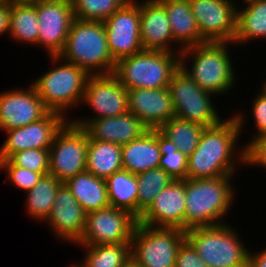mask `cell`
Segmentation results:
<instances>
[{"instance_id": "3957f363", "label": "cell", "mask_w": 266, "mask_h": 267, "mask_svg": "<svg viewBox=\"0 0 266 267\" xmlns=\"http://www.w3.org/2000/svg\"><path fill=\"white\" fill-rule=\"evenodd\" d=\"M236 175L186 179L184 231L228 223L227 216L236 206ZM233 205V206H232Z\"/></svg>"}, {"instance_id": "9c48e42d", "label": "cell", "mask_w": 266, "mask_h": 267, "mask_svg": "<svg viewBox=\"0 0 266 267\" xmlns=\"http://www.w3.org/2000/svg\"><path fill=\"white\" fill-rule=\"evenodd\" d=\"M185 239L181 229L137 223L130 242L131 260L140 267H175L178 249Z\"/></svg>"}, {"instance_id": "1f68e13d", "label": "cell", "mask_w": 266, "mask_h": 267, "mask_svg": "<svg viewBox=\"0 0 266 267\" xmlns=\"http://www.w3.org/2000/svg\"><path fill=\"white\" fill-rule=\"evenodd\" d=\"M206 127L174 116L158 130L170 139L179 151L189 157L196 149Z\"/></svg>"}, {"instance_id": "d4e9b609", "label": "cell", "mask_w": 266, "mask_h": 267, "mask_svg": "<svg viewBox=\"0 0 266 267\" xmlns=\"http://www.w3.org/2000/svg\"><path fill=\"white\" fill-rule=\"evenodd\" d=\"M260 39V40H259ZM266 41V0L238 4L237 29L233 44L245 48L252 42ZM249 43V44H248Z\"/></svg>"}, {"instance_id": "5b68a950", "label": "cell", "mask_w": 266, "mask_h": 267, "mask_svg": "<svg viewBox=\"0 0 266 267\" xmlns=\"http://www.w3.org/2000/svg\"><path fill=\"white\" fill-rule=\"evenodd\" d=\"M58 56L84 69L89 75L113 74L116 67L108 48L104 23L100 21L74 18Z\"/></svg>"}, {"instance_id": "ee69618b", "label": "cell", "mask_w": 266, "mask_h": 267, "mask_svg": "<svg viewBox=\"0 0 266 267\" xmlns=\"http://www.w3.org/2000/svg\"><path fill=\"white\" fill-rule=\"evenodd\" d=\"M262 82V83H261ZM260 86V88L258 87V89H260L264 94H266V79H263L262 81H260V83H258Z\"/></svg>"}, {"instance_id": "60d3db41", "label": "cell", "mask_w": 266, "mask_h": 267, "mask_svg": "<svg viewBox=\"0 0 266 267\" xmlns=\"http://www.w3.org/2000/svg\"><path fill=\"white\" fill-rule=\"evenodd\" d=\"M10 22V4L5 0H0V37L7 35Z\"/></svg>"}, {"instance_id": "f35d334b", "label": "cell", "mask_w": 266, "mask_h": 267, "mask_svg": "<svg viewBox=\"0 0 266 267\" xmlns=\"http://www.w3.org/2000/svg\"><path fill=\"white\" fill-rule=\"evenodd\" d=\"M258 92V93H257ZM256 93H254V97L251 99L249 104V117L250 121L251 118L254 122L253 125V134H251L250 138H248V141H245L243 143V146L245 147L253 138L257 137L260 134L266 133V94H264L260 89L257 90Z\"/></svg>"}, {"instance_id": "4fadbf2b", "label": "cell", "mask_w": 266, "mask_h": 267, "mask_svg": "<svg viewBox=\"0 0 266 267\" xmlns=\"http://www.w3.org/2000/svg\"><path fill=\"white\" fill-rule=\"evenodd\" d=\"M201 37L206 42L233 43L237 29L236 0H189Z\"/></svg>"}, {"instance_id": "7a4b0ae2", "label": "cell", "mask_w": 266, "mask_h": 267, "mask_svg": "<svg viewBox=\"0 0 266 267\" xmlns=\"http://www.w3.org/2000/svg\"><path fill=\"white\" fill-rule=\"evenodd\" d=\"M231 47L236 48L231 42H206L184 48L180 53V67L201 89L222 98L237 88L239 82L236 59L232 57L236 50Z\"/></svg>"}, {"instance_id": "d590c367", "label": "cell", "mask_w": 266, "mask_h": 267, "mask_svg": "<svg viewBox=\"0 0 266 267\" xmlns=\"http://www.w3.org/2000/svg\"><path fill=\"white\" fill-rule=\"evenodd\" d=\"M4 170V171H3ZM4 172L6 185L9 183L11 186H15L17 190H22L24 193L30 191L43 175L49 173H39L29 169H25L16 165H13L8 159H0V173Z\"/></svg>"}, {"instance_id": "ab89813d", "label": "cell", "mask_w": 266, "mask_h": 267, "mask_svg": "<svg viewBox=\"0 0 266 267\" xmlns=\"http://www.w3.org/2000/svg\"><path fill=\"white\" fill-rule=\"evenodd\" d=\"M175 267H209L202 261L193 245L185 239L178 249Z\"/></svg>"}, {"instance_id": "bcb514c9", "label": "cell", "mask_w": 266, "mask_h": 267, "mask_svg": "<svg viewBox=\"0 0 266 267\" xmlns=\"http://www.w3.org/2000/svg\"><path fill=\"white\" fill-rule=\"evenodd\" d=\"M238 4H241V3H247L249 1H253V0H236ZM242 1V2H241ZM240 2V3H239Z\"/></svg>"}, {"instance_id": "ac0fdd59", "label": "cell", "mask_w": 266, "mask_h": 267, "mask_svg": "<svg viewBox=\"0 0 266 267\" xmlns=\"http://www.w3.org/2000/svg\"><path fill=\"white\" fill-rule=\"evenodd\" d=\"M86 212L67 186L62 183L56 192L49 217L44 222L57 241L75 245L83 235Z\"/></svg>"}, {"instance_id": "52a82bcc", "label": "cell", "mask_w": 266, "mask_h": 267, "mask_svg": "<svg viewBox=\"0 0 266 267\" xmlns=\"http://www.w3.org/2000/svg\"><path fill=\"white\" fill-rule=\"evenodd\" d=\"M180 63V53L143 50L119 60L113 74L127 90L168 88Z\"/></svg>"}, {"instance_id": "484cf974", "label": "cell", "mask_w": 266, "mask_h": 267, "mask_svg": "<svg viewBox=\"0 0 266 267\" xmlns=\"http://www.w3.org/2000/svg\"><path fill=\"white\" fill-rule=\"evenodd\" d=\"M64 184L86 213L110 206L105 179L84 171L69 178Z\"/></svg>"}, {"instance_id": "d6a6232c", "label": "cell", "mask_w": 266, "mask_h": 267, "mask_svg": "<svg viewBox=\"0 0 266 267\" xmlns=\"http://www.w3.org/2000/svg\"><path fill=\"white\" fill-rule=\"evenodd\" d=\"M138 182L137 198V219L141 213L151 204L153 199L161 192L173 179L162 168H153L136 175Z\"/></svg>"}, {"instance_id": "277c9868", "label": "cell", "mask_w": 266, "mask_h": 267, "mask_svg": "<svg viewBox=\"0 0 266 267\" xmlns=\"http://www.w3.org/2000/svg\"><path fill=\"white\" fill-rule=\"evenodd\" d=\"M51 67L33 78L30 83L35 87L49 111L62 114L67 120L72 111L79 110L89 74L73 63L57 56H47ZM73 108V109H72ZM71 111V112H70ZM70 112V113H69Z\"/></svg>"}, {"instance_id": "30bf717a", "label": "cell", "mask_w": 266, "mask_h": 267, "mask_svg": "<svg viewBox=\"0 0 266 267\" xmlns=\"http://www.w3.org/2000/svg\"><path fill=\"white\" fill-rule=\"evenodd\" d=\"M128 90L114 74L90 75L81 101L90 114L72 116L69 121L84 128L91 120L103 117L120 116L129 111Z\"/></svg>"}, {"instance_id": "7402d4cb", "label": "cell", "mask_w": 266, "mask_h": 267, "mask_svg": "<svg viewBox=\"0 0 266 267\" xmlns=\"http://www.w3.org/2000/svg\"><path fill=\"white\" fill-rule=\"evenodd\" d=\"M84 129L94 140L112 142L121 146L139 138L149 130L129 111L120 116L91 120Z\"/></svg>"}, {"instance_id": "cb8c5ba5", "label": "cell", "mask_w": 266, "mask_h": 267, "mask_svg": "<svg viewBox=\"0 0 266 267\" xmlns=\"http://www.w3.org/2000/svg\"><path fill=\"white\" fill-rule=\"evenodd\" d=\"M123 169L135 175L159 167L161 153L157 129H149L139 138L121 146Z\"/></svg>"}, {"instance_id": "8d00e7d4", "label": "cell", "mask_w": 266, "mask_h": 267, "mask_svg": "<svg viewBox=\"0 0 266 267\" xmlns=\"http://www.w3.org/2000/svg\"><path fill=\"white\" fill-rule=\"evenodd\" d=\"M8 160L16 166L39 173H49V149H25L13 153Z\"/></svg>"}, {"instance_id": "8fae6325", "label": "cell", "mask_w": 266, "mask_h": 267, "mask_svg": "<svg viewBox=\"0 0 266 267\" xmlns=\"http://www.w3.org/2000/svg\"><path fill=\"white\" fill-rule=\"evenodd\" d=\"M88 133L69 120L56 133L49 149V174L64 183L86 171Z\"/></svg>"}, {"instance_id": "ba28073f", "label": "cell", "mask_w": 266, "mask_h": 267, "mask_svg": "<svg viewBox=\"0 0 266 267\" xmlns=\"http://www.w3.org/2000/svg\"><path fill=\"white\" fill-rule=\"evenodd\" d=\"M168 90L178 118L206 128L215 126L226 118L219 112L221 108L218 110L215 106L218 101L214 98L217 96L201 89L181 67L173 74Z\"/></svg>"}, {"instance_id": "ffe728a7", "label": "cell", "mask_w": 266, "mask_h": 267, "mask_svg": "<svg viewBox=\"0 0 266 267\" xmlns=\"http://www.w3.org/2000/svg\"><path fill=\"white\" fill-rule=\"evenodd\" d=\"M140 34L144 50H183L174 41L165 7L158 0L140 1Z\"/></svg>"}, {"instance_id": "7c38bea8", "label": "cell", "mask_w": 266, "mask_h": 267, "mask_svg": "<svg viewBox=\"0 0 266 267\" xmlns=\"http://www.w3.org/2000/svg\"><path fill=\"white\" fill-rule=\"evenodd\" d=\"M137 223L129 211L111 206L86 213L83 235L75 245L130 243Z\"/></svg>"}, {"instance_id": "8992f818", "label": "cell", "mask_w": 266, "mask_h": 267, "mask_svg": "<svg viewBox=\"0 0 266 267\" xmlns=\"http://www.w3.org/2000/svg\"><path fill=\"white\" fill-rule=\"evenodd\" d=\"M238 231L228 222L192 228L185 236L209 267H247L251 245L245 244Z\"/></svg>"}, {"instance_id": "4dcf8cb0", "label": "cell", "mask_w": 266, "mask_h": 267, "mask_svg": "<svg viewBox=\"0 0 266 267\" xmlns=\"http://www.w3.org/2000/svg\"><path fill=\"white\" fill-rule=\"evenodd\" d=\"M111 207L129 211L137 218L138 182L135 174L122 169L105 179Z\"/></svg>"}, {"instance_id": "f6af8a7d", "label": "cell", "mask_w": 266, "mask_h": 267, "mask_svg": "<svg viewBox=\"0 0 266 267\" xmlns=\"http://www.w3.org/2000/svg\"><path fill=\"white\" fill-rule=\"evenodd\" d=\"M124 267H140V266L134 263L132 260H130Z\"/></svg>"}, {"instance_id": "e0dca14e", "label": "cell", "mask_w": 266, "mask_h": 267, "mask_svg": "<svg viewBox=\"0 0 266 267\" xmlns=\"http://www.w3.org/2000/svg\"><path fill=\"white\" fill-rule=\"evenodd\" d=\"M67 121L62 114L49 111L40 120L5 131L0 159H8L13 153L25 149H50L56 133Z\"/></svg>"}, {"instance_id": "7bdbcfd3", "label": "cell", "mask_w": 266, "mask_h": 267, "mask_svg": "<svg viewBox=\"0 0 266 267\" xmlns=\"http://www.w3.org/2000/svg\"><path fill=\"white\" fill-rule=\"evenodd\" d=\"M10 5L35 4L38 0H5Z\"/></svg>"}, {"instance_id": "b9f144b4", "label": "cell", "mask_w": 266, "mask_h": 267, "mask_svg": "<svg viewBox=\"0 0 266 267\" xmlns=\"http://www.w3.org/2000/svg\"><path fill=\"white\" fill-rule=\"evenodd\" d=\"M263 248L261 246V250L255 249V252L250 247L247 267H266V247Z\"/></svg>"}, {"instance_id": "d6986e66", "label": "cell", "mask_w": 266, "mask_h": 267, "mask_svg": "<svg viewBox=\"0 0 266 267\" xmlns=\"http://www.w3.org/2000/svg\"><path fill=\"white\" fill-rule=\"evenodd\" d=\"M186 179L173 180L141 213L138 223L152 227L178 228L184 231Z\"/></svg>"}, {"instance_id": "5bb4252c", "label": "cell", "mask_w": 266, "mask_h": 267, "mask_svg": "<svg viewBox=\"0 0 266 267\" xmlns=\"http://www.w3.org/2000/svg\"><path fill=\"white\" fill-rule=\"evenodd\" d=\"M108 48L114 61L143 51L140 34V0H129L104 22Z\"/></svg>"}, {"instance_id": "836d02e7", "label": "cell", "mask_w": 266, "mask_h": 267, "mask_svg": "<svg viewBox=\"0 0 266 267\" xmlns=\"http://www.w3.org/2000/svg\"><path fill=\"white\" fill-rule=\"evenodd\" d=\"M157 142L161 158L159 168L166 171L175 180H185L187 175V156L157 129Z\"/></svg>"}, {"instance_id": "f546056e", "label": "cell", "mask_w": 266, "mask_h": 267, "mask_svg": "<svg viewBox=\"0 0 266 267\" xmlns=\"http://www.w3.org/2000/svg\"><path fill=\"white\" fill-rule=\"evenodd\" d=\"M38 10L35 4L10 5L8 37L17 44L38 48Z\"/></svg>"}, {"instance_id": "603a6c76", "label": "cell", "mask_w": 266, "mask_h": 267, "mask_svg": "<svg viewBox=\"0 0 266 267\" xmlns=\"http://www.w3.org/2000/svg\"><path fill=\"white\" fill-rule=\"evenodd\" d=\"M166 10L174 41L182 48L206 43L201 37L189 0H158Z\"/></svg>"}, {"instance_id": "e575fe53", "label": "cell", "mask_w": 266, "mask_h": 267, "mask_svg": "<svg viewBox=\"0 0 266 267\" xmlns=\"http://www.w3.org/2000/svg\"><path fill=\"white\" fill-rule=\"evenodd\" d=\"M74 18L104 22L129 0H71Z\"/></svg>"}, {"instance_id": "2e32d148", "label": "cell", "mask_w": 266, "mask_h": 267, "mask_svg": "<svg viewBox=\"0 0 266 267\" xmlns=\"http://www.w3.org/2000/svg\"><path fill=\"white\" fill-rule=\"evenodd\" d=\"M27 87V88H26ZM0 92V131L26 126L43 118L49 110L29 82Z\"/></svg>"}, {"instance_id": "4316f807", "label": "cell", "mask_w": 266, "mask_h": 267, "mask_svg": "<svg viewBox=\"0 0 266 267\" xmlns=\"http://www.w3.org/2000/svg\"><path fill=\"white\" fill-rule=\"evenodd\" d=\"M122 169L121 145L94 140L88 135L86 171L106 179Z\"/></svg>"}, {"instance_id": "9a60e30c", "label": "cell", "mask_w": 266, "mask_h": 267, "mask_svg": "<svg viewBox=\"0 0 266 267\" xmlns=\"http://www.w3.org/2000/svg\"><path fill=\"white\" fill-rule=\"evenodd\" d=\"M38 48L46 56H57L63 50L74 19L71 0H38Z\"/></svg>"}, {"instance_id": "83f0119b", "label": "cell", "mask_w": 266, "mask_h": 267, "mask_svg": "<svg viewBox=\"0 0 266 267\" xmlns=\"http://www.w3.org/2000/svg\"><path fill=\"white\" fill-rule=\"evenodd\" d=\"M75 246L84 254L79 262H71L72 267H124L131 260L130 243Z\"/></svg>"}, {"instance_id": "6da1fadb", "label": "cell", "mask_w": 266, "mask_h": 267, "mask_svg": "<svg viewBox=\"0 0 266 267\" xmlns=\"http://www.w3.org/2000/svg\"><path fill=\"white\" fill-rule=\"evenodd\" d=\"M239 109L229 112L231 115L219 124L204 129L196 149L187 158L186 179L238 176L239 167L241 170L244 167V146L240 137H245L242 133L244 129L247 131L249 118L245 108V112Z\"/></svg>"}, {"instance_id": "f1b7e54d", "label": "cell", "mask_w": 266, "mask_h": 267, "mask_svg": "<svg viewBox=\"0 0 266 267\" xmlns=\"http://www.w3.org/2000/svg\"><path fill=\"white\" fill-rule=\"evenodd\" d=\"M61 184L55 176L43 175L37 184L24 194L26 215L43 224L51 213L56 192Z\"/></svg>"}, {"instance_id": "44dd1931", "label": "cell", "mask_w": 266, "mask_h": 267, "mask_svg": "<svg viewBox=\"0 0 266 267\" xmlns=\"http://www.w3.org/2000/svg\"><path fill=\"white\" fill-rule=\"evenodd\" d=\"M129 112L134 114L149 129H159L175 116L168 88L128 90Z\"/></svg>"}, {"instance_id": "74e56055", "label": "cell", "mask_w": 266, "mask_h": 267, "mask_svg": "<svg viewBox=\"0 0 266 267\" xmlns=\"http://www.w3.org/2000/svg\"><path fill=\"white\" fill-rule=\"evenodd\" d=\"M250 167L266 172V133L253 138L244 147V169L248 171Z\"/></svg>"}]
</instances>
